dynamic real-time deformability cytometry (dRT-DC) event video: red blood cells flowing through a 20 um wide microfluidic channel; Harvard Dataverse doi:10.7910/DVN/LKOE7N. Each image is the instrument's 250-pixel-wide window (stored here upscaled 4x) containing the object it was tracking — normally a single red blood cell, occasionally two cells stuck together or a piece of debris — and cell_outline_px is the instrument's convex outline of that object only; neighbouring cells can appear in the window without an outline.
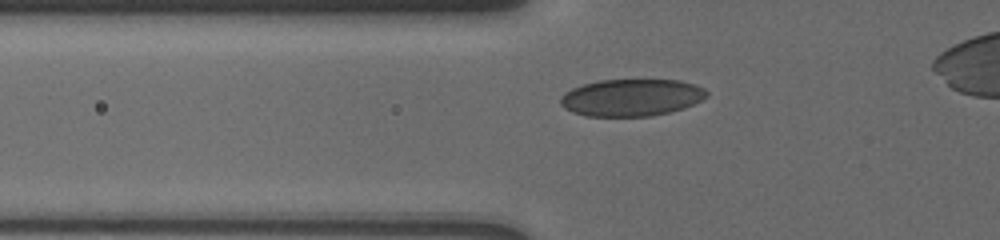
{"species": "human", "species_latin": "Homo sapiens", "temperature_condition": "cold", "stored_images_in_passage": 10, "camera_frame_rate_fps": 3000, "um_per_image_px": 0.085, "donor": {"sex": "male"}, "frame": {"image": 1, "passage_image": 3, "time_ms": 0.333, "image_size_px": [1000, 240], "cell_outline_px": [[708, 96], [692, 104], [668, 112], [652, 116], [588, 116], [572, 112], [564, 108], [560, 104], [560, 96], [564, 92], [572, 88], [584, 84], [600, 80], [680, 80], [696, 84], [704, 88], [708, 92]], "centroid_in_image_um": [53.65, 8.28], "position_along_channel_um": 72.2, "area_um2": 31.56}}